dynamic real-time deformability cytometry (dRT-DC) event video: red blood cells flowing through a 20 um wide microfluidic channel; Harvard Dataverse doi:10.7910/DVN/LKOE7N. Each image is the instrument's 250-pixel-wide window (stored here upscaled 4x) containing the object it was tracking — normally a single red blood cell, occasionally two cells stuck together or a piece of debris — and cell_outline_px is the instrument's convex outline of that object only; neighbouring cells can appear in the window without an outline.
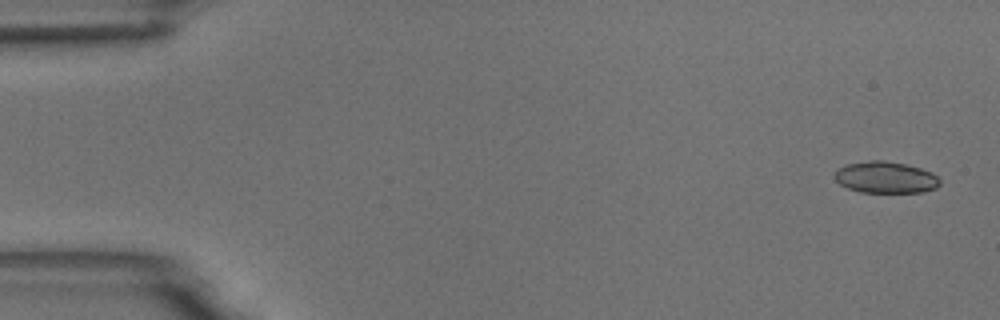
{"species": "common noctule bat (a hibernating species)", "species_latin": "Nyctalus noctula", "temperature_condition": "room temperature", "stored_images_in_passage": 6, "segment_of_instrument_passage": [1, 2], "camera_frame_rate_fps": 3000, "um_per_image_px": 0.085, "animal": {"sex": "male", "body_mass_g": 18.8}, "frame": {"image": 1, "passage_image": 1, "time_ms": 0.0, "image_size_px": [1000, 320], "cell_outline_px": [[940, 184], [936, 188], [920, 192], [860, 192], [848, 188], [840, 184], [832, 176], [840, 168], [848, 164], [872, 160], [884, 160], [904, 164], [920, 168], [932, 172], [940, 180]], "centroid_in_image_um": [75.28, 15.08], "position_along_channel_um": 9.7, "area_um2": 19.19}}
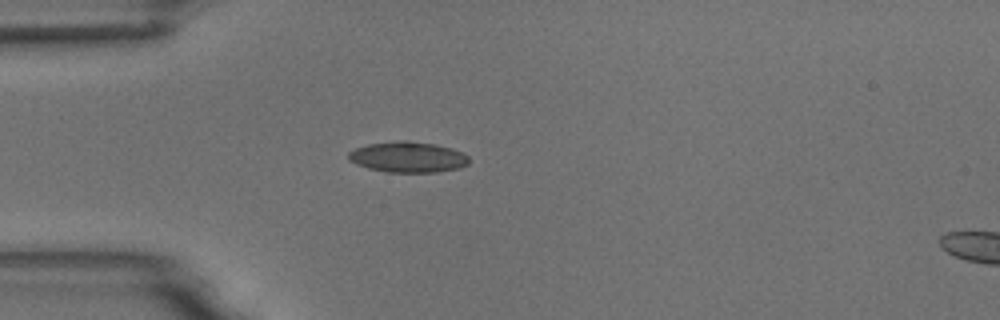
{"frame": {"image": 2, "passage_image": 5, "time_ms": 4.333, "image_size_px": [1000, 320], "cell_outline_px": [[468, 164], [460, 168], [436, 172], [384, 172], [368, 168], [356, 164], [348, 160], [348, 152], [356, 148], [368, 144], [400, 140], [408, 140], [436, 144], [452, 148], [464, 152], [468, 156]], "centroid_in_image_um": [34.68, 13.35], "position_along_channel_um": 50.3, "area_um2": 21.79}}